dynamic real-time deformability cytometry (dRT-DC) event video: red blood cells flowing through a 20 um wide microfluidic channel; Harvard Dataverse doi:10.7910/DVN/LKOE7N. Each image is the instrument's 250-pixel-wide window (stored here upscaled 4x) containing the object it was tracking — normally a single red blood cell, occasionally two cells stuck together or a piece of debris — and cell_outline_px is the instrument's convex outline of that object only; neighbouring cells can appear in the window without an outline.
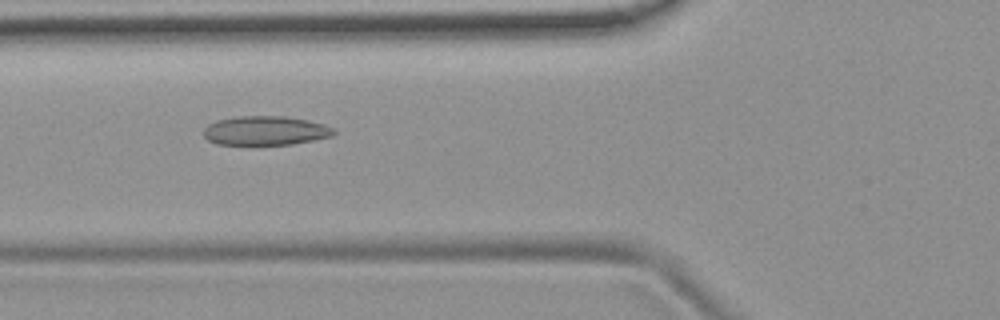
{"species": "common noctule bat (a hibernating species)", "species_latin": "Nyctalus noctula", "temperature_condition": "room temperature", "stored_images_in_passage": 53, "camera_frame_rate_fps": 3000, "um_per_image_px": 0.085, "animal": {"sex": "female", "body_mass_g": 19.9}, "frame": {"image": 1, "passage_image": 20, "time_ms": 6.333, "image_size_px": [1000, 320], "cell_outline_px": [[336, 132], [332, 136], [292, 144], [216, 144], [208, 140], [204, 136], [204, 128], [208, 124], [216, 120], [240, 116], [284, 116], [308, 120], [324, 124], [332, 128]], "centroid_in_image_um": [22.55, 11.1], "position_along_channel_um": 103.3, "area_um2": 21.96}}
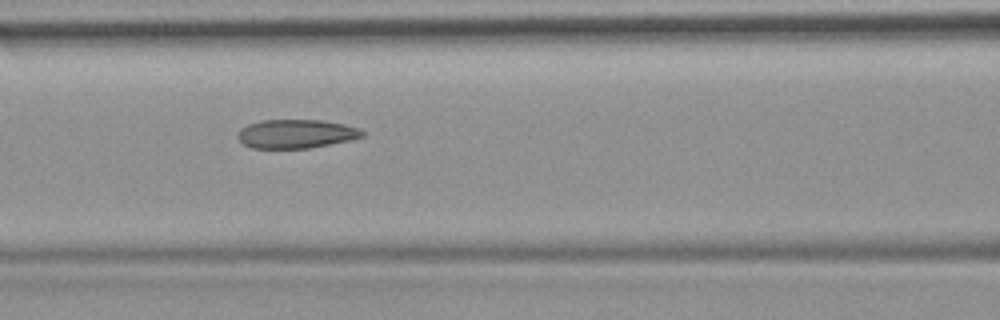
{"frame": {"image": 2, "passage_image": 23, "time_ms": 7.333, "image_size_px": [1000, 320], "cell_outline_px": [[364, 136], [348, 140], [308, 148], [252, 148], [244, 144], [236, 136], [240, 128], [248, 124], [260, 120], [324, 120], [344, 124], [360, 128], [364, 132]], "centroid_in_image_um": [25.14, 11.36], "position_along_channel_um": 141.5, "area_um2": 20.87}}
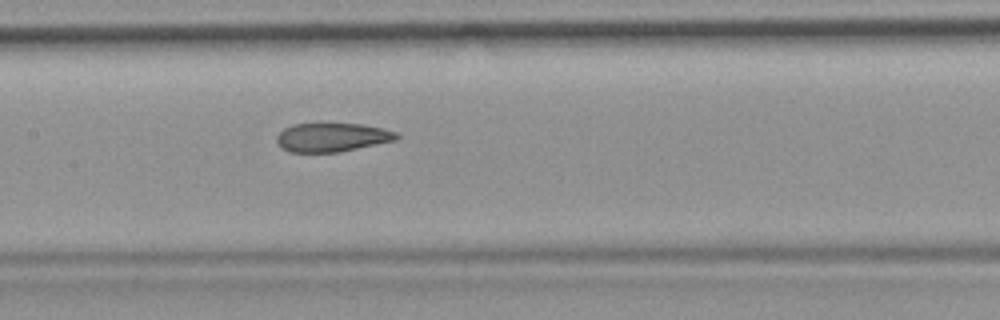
{"frame": {"image": 3, "passage_image": 26, "time_ms": 8.333, "image_size_px": [1000, 320], "cell_outline_px": [[400, 136], [396, 140], [340, 152], [288, 152], [276, 140], [276, 136], [284, 128], [292, 124], [364, 124], [396, 132]], "centroid_in_image_um": [28.23, 11.67], "position_along_channel_um": 179.2, "area_um2": 19.94}, "authors_computed_cell_mechanics": {"area_um2": 21.964, "velocity_mm_per_s": 3.784, "shape_relaxation_time_tau1_ms": null, "shape_relaxation_time_tau2_ms": 2.3094, "deformation_change_tau1": null, "deformation_change_tau2": 0.099}}